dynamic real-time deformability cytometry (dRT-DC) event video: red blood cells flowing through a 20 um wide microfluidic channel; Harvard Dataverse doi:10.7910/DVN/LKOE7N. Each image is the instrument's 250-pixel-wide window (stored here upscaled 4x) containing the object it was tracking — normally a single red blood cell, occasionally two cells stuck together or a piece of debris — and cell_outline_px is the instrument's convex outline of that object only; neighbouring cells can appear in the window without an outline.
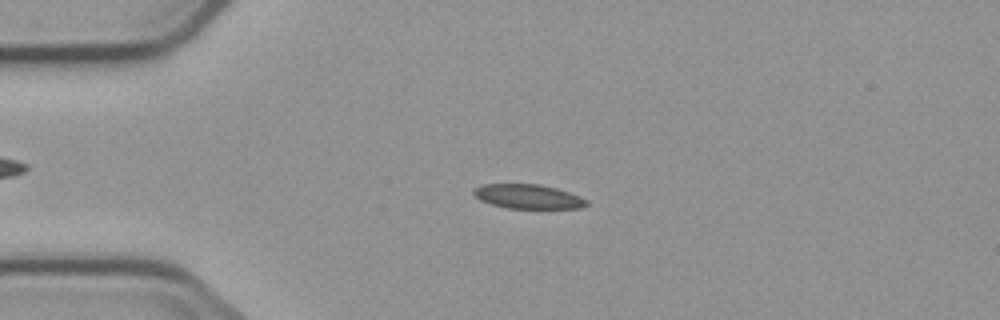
{"species": "common noctule bat (a hibernating species)", "species_latin": "Nyctalus noctula", "temperature_condition": "cold", "stored_images_in_passage": 4, "camera_frame_rate_fps": 3000, "um_per_image_px": 0.085, "animal": {"sex": "male", "body_mass_g": 23.1, "forearm_length_mm": 52.7}, "frame": {"image": 1, "passage_image": 3, "time_ms": 2.333, "image_size_px": [1000, 320], "cell_outline_px": [[588, 204], [580, 208], [508, 208], [492, 204], [480, 200], [472, 192], [472, 188], [480, 184], [540, 184], [556, 188], [580, 196], [588, 200]], "centroid_in_image_um": [44.86, 16.69], "position_along_channel_um": 40.1, "area_um2": 16.01}}